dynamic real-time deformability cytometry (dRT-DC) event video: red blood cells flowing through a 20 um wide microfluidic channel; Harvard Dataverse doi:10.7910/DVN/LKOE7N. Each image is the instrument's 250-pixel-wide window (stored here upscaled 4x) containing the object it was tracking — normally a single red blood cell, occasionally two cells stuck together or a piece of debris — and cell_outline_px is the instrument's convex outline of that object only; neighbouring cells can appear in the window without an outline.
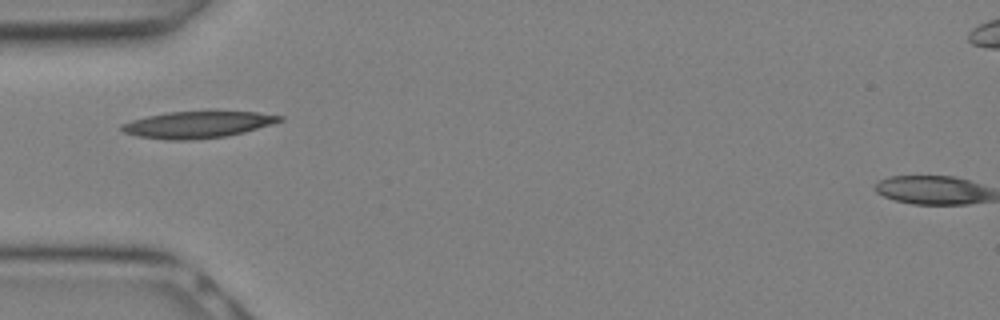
{"species": "Egyptian fruit bat (a non-hibernating species)", "species_latin": "Rousettus aegyptiacus", "temperature_condition": "warm", "stored_images_in_passage": 17, "camera_frame_rate_fps": 3000, "um_per_image_px": 0.085, "animal": {"sex": "female"}, "frame": {"image": 1, "passage_image": 1, "time_ms": 0.0, "image_size_px": [1000, 320], "cell_outline_px": [[284, 120], [244, 132], [228, 136], [192, 140], [168, 140], [136, 136], [124, 132], [120, 128], [120, 124], [132, 120], [148, 116], [168, 112], [256, 112], [284, 116]], "centroid_in_image_um": [16.78, 10.6], "position_along_channel_um": 68.2, "area_um2": 24.39}}
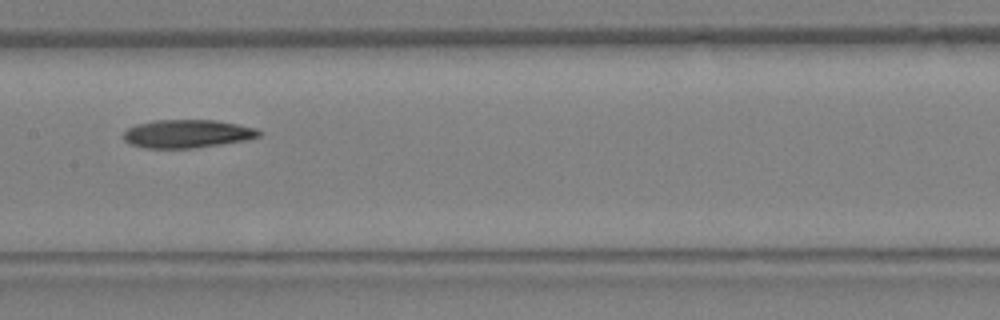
{"frame": {"image": 2, "passage_image": 6, "time_ms": 1.667, "image_size_px": [1000, 320], "cell_outline_px": [[264, 132], [260, 136], [248, 140], [192, 148], [144, 148], [132, 144], [124, 140], [124, 132], [128, 128], [136, 124], [152, 120], [216, 120], [256, 128]], "centroid_in_image_um": [15.94, 11.36], "position_along_channel_um": 191.5, "area_um2": 22.31}}
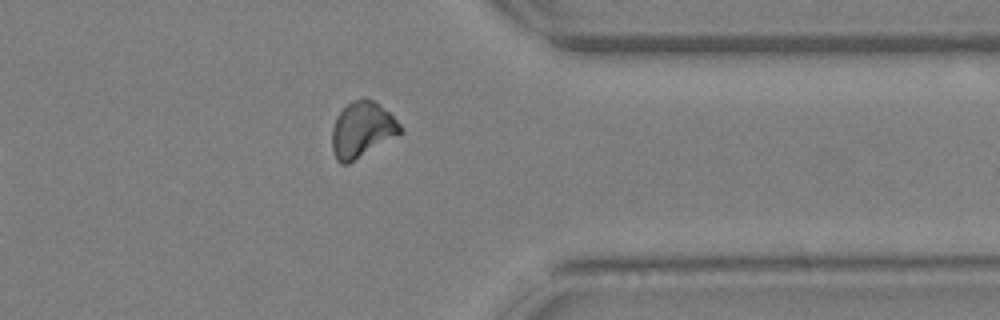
{"frame": {"image": 3, "passage_image": 14, "time_ms": 4.333, "image_size_px": [1000, 320], "cell_outline_px": [[404, 132], [348, 164], [340, 164], [336, 160], [332, 152], [332, 128], [336, 116], [352, 100], [364, 96], [372, 100], [388, 112], [404, 128]], "centroid_in_image_um": [30.76, 11.03], "position_along_channel_um": 380.6, "area_um2": 22.25}}